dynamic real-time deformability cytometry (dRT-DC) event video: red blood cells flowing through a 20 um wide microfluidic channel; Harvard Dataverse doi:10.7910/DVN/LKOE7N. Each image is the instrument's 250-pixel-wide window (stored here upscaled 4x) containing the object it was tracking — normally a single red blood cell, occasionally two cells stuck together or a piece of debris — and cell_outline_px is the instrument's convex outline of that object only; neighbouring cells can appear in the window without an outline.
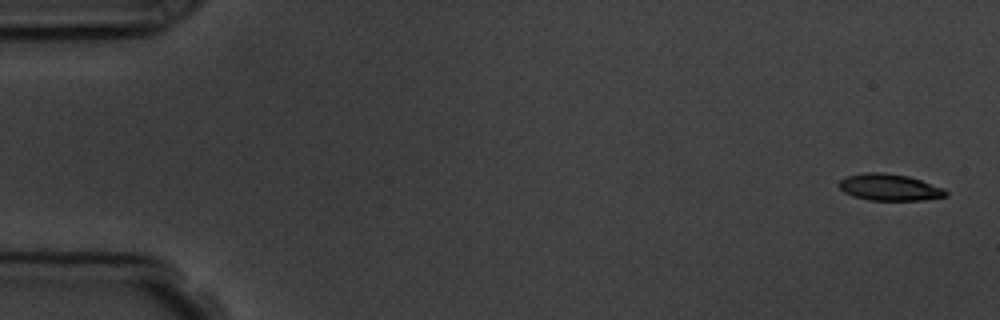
{"species": "common noctule bat (a hibernating species)", "species_latin": "Nyctalus noctula", "temperature_condition": "room temperature", "stored_images_in_passage": 6, "segment_of_instrument_passage": [1, 2], "camera_frame_rate_fps": 3000, "um_per_image_px": 0.085, "animal": {"sex": "male", "body_mass_g": 19.5, "forearm_length_mm": 54.6}, "frame": {"image": 1, "passage_image": 1, "time_ms": 0.0, "image_size_px": [1000, 320], "cell_outline_px": [[948, 196], [924, 200], [868, 200], [852, 196], [844, 192], [840, 188], [840, 180], [848, 176], [868, 172], [884, 172], [908, 176], [944, 188], [948, 192]], "centroid_in_image_um": [75.63, 15.93], "position_along_channel_um": 9.4, "area_um2": 16.53}}
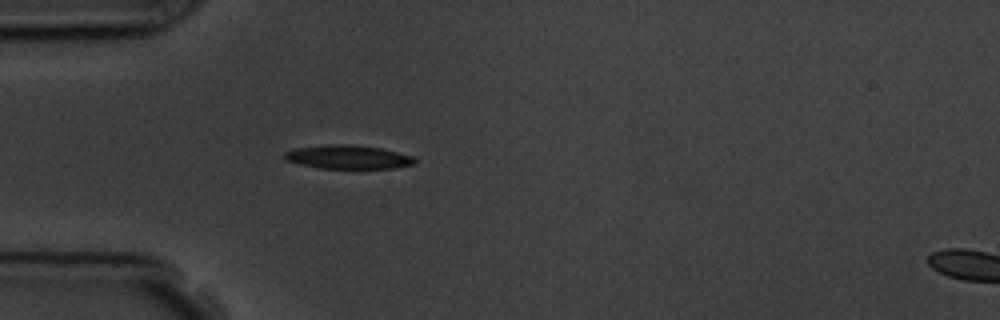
{"frame": {"image": 2, "passage_image": 5, "time_ms": 4.667, "image_size_px": [1000, 320], "cell_outline_px": [[416, 164], [396, 168], [320, 168], [300, 164], [284, 160], [284, 152], [296, 148], [328, 144], [352, 144], [380, 148], [412, 156], [416, 160]], "centroid_in_image_um": [29.58, 13.34], "position_along_channel_um": 55.4, "area_um2": 17.98}}